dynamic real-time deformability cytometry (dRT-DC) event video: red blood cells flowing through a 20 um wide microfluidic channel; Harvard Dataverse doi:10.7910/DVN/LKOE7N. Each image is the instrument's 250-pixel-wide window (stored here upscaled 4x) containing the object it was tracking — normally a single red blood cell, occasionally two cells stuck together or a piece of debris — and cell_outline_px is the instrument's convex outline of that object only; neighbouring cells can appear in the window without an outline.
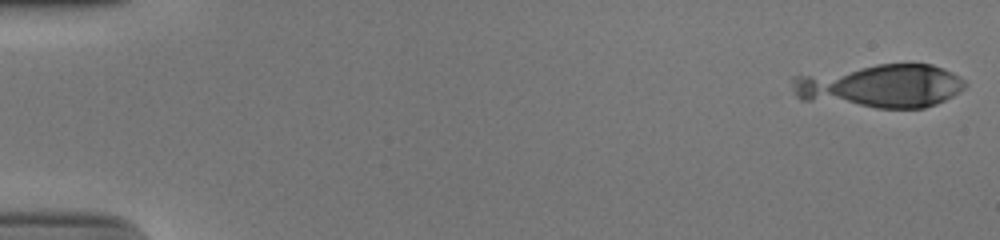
{"species": "human", "species_latin": "Homo sapiens", "temperature_condition": "cold", "stored_images_in_passage": 18, "camera_frame_rate_fps": 3000, "um_per_image_px": 0.085, "donor": {"sex": "male"}, "frame": {"image": 1, "passage_image": 1, "time_ms": 0.0, "image_size_px": [1000, 240], "cell_outline_px": [[968, 84], [960, 92], [936, 104], [924, 108], [876, 108], [800, 100], [796, 96], [792, 88], [792, 76], [876, 64], [932, 64], [944, 68], [960, 76]], "centroid_in_image_um": [74.83, 7.31], "position_along_channel_um": 10.2, "area_um2": 44.27}}